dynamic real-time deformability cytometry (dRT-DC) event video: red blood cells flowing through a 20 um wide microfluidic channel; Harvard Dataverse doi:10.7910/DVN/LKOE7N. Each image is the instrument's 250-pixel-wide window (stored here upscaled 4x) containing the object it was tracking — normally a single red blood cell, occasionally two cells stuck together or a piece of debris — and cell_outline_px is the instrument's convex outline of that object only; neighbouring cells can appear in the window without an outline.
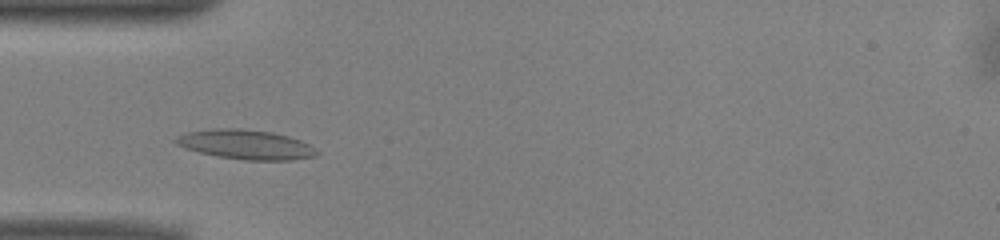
{"species": "common noctule bat (a hibernating species)", "species_latin": "Nyctalus noctula", "temperature_condition": "warm", "stored_images_in_passage": 45, "camera_frame_rate_fps": 3000, "um_per_image_px": 0.085, "animal": {"sex": "male", "body_mass_g": 13.0, "forearm_length_mm": 53.1}, "frame": {"image": 1, "passage_image": 9, "time_ms": 2.667, "image_size_px": [1000, 240], "cell_outline_px": [[320, 152], [316, 156], [292, 160], [244, 160], [216, 156], [184, 148], [176, 144], [172, 140], [176, 136], [188, 132], [212, 128], [240, 128], [272, 132], [288, 136], [300, 140], [316, 148]], "centroid_in_image_um": [20.88, 12.28], "position_along_channel_um": 64.1, "area_um2": 24.45}}
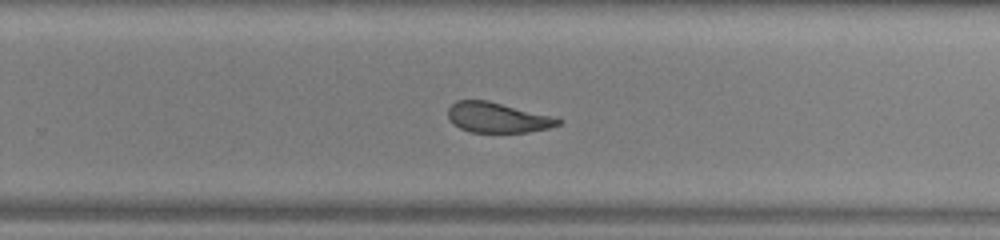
{"frame": {"image": 2, "passage_image": 26, "time_ms": 8.333, "image_size_px": [1000, 240], "cell_outline_px": [[564, 120], [560, 124], [548, 128], [528, 132], [468, 132], [460, 128], [448, 116], [448, 108], [456, 100], [488, 100], [556, 116]], "centroid_in_image_um": [42.35, 9.98], "position_along_channel_um": 287.4, "area_um2": 19.54}}
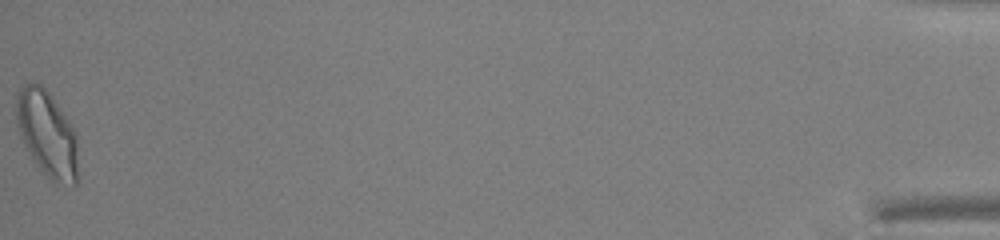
{"frame": {"image": 3, "passage_image": 45, "time_ms": 14.667, "image_size_px": [1000, 240], "cell_outline_px": [[76, 184], [56, 184], [32, 160], [20, 136], [16, 120], [16, 100], [20, 88], [24, 84], [40, 84], [48, 92], [72, 124], [76, 132]], "centroid_in_image_um": [3.99, 11.37], "position_along_channel_um": 431.2, "area_um2": 30.52}, "authors_computed_cell_mechanics": {"area_um2": 22.0218, "velocity_mm_per_s": 3.9598, "shape_relaxation_time_tau1_ms": 8.6396, "shape_relaxation_time_tau2_ms": 1.9304, "deformation_change_tau1": 0.2076, "deformation_change_tau2": 0.0988}}